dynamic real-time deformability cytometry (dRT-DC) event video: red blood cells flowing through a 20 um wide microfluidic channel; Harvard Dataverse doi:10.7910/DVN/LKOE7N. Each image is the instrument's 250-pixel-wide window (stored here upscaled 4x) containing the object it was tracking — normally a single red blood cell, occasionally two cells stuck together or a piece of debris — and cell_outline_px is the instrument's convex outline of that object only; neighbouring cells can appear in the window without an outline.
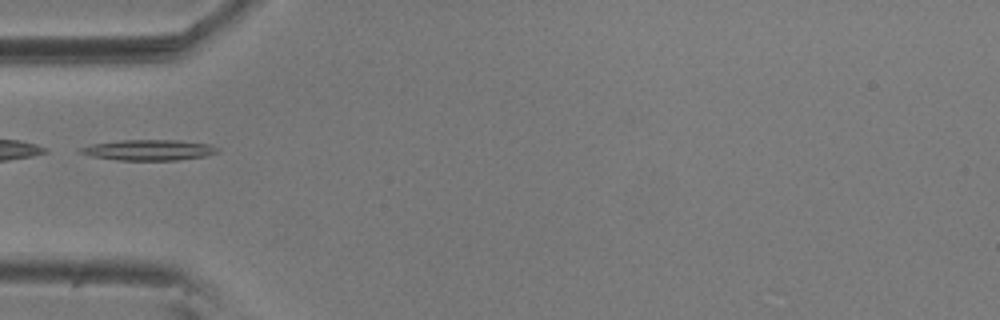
{"species": "common noctule bat (a hibernating species)", "species_latin": "Nyctalus noctula", "temperature_condition": "room temperature", "stored_images_in_passage": 38, "camera_frame_rate_fps": 3000, "um_per_image_px": 0.085, "animal": {"sex": "male", "body_mass_g": 20.5, "forearm_length_mm": 52.5}, "frame": {"image": 1, "passage_image": 1, "time_ms": 0.0, "image_size_px": [1000, 320], "cell_outline_px": [[220, 148], [216, 152], [204, 156], [176, 160], [116, 160], [92, 156], [80, 152], [76, 148], [92, 144], [120, 140], [180, 140], [208, 144]], "centroid_in_image_um": [12.61, 12.74], "position_along_channel_um": 72.4, "area_um2": 16.42}}